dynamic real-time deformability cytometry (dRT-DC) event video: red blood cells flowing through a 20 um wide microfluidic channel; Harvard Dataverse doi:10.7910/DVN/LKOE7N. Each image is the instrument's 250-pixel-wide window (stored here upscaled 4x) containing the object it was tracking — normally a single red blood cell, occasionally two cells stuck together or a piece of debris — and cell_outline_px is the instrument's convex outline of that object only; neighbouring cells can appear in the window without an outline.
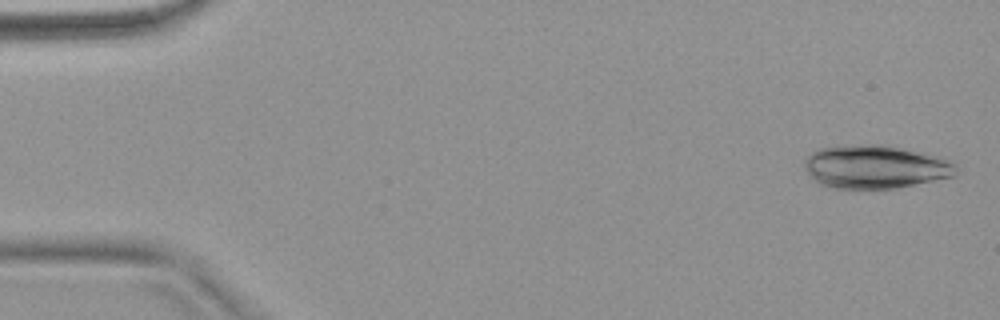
{"species": "common noctule bat (a hibernating species)", "species_latin": "Nyctalus noctula", "temperature_condition": "warm", "stored_images_in_passage": 52, "camera_frame_rate_fps": 3000, "um_per_image_px": 0.085, "animal": {"sex": "female", "body_mass_g": 18.4}, "frame": {"image": 1, "passage_image": 2, "time_ms": 0.333, "image_size_px": [1000, 320], "cell_outline_px": [[960, 172], [956, 176], [896, 188], [832, 188], [820, 184], [804, 168], [804, 160], [812, 152], [820, 148], [860, 144], [880, 144], [940, 156], [956, 164]], "centroid_in_image_um": [74.45, 14.18], "position_along_channel_um": 10.5, "area_um2": 38.26}}
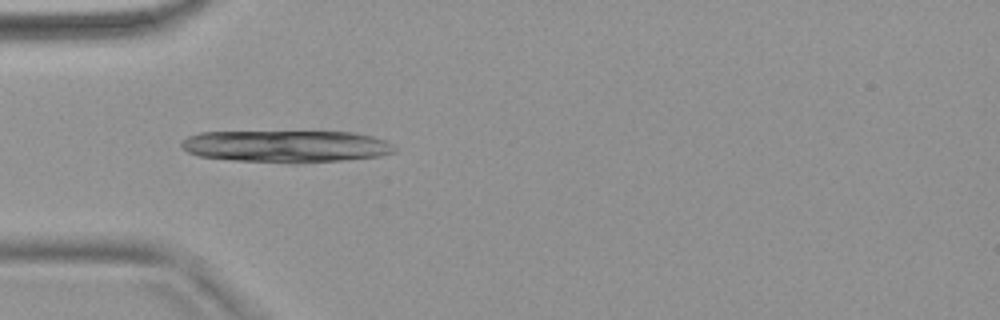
{"frame": {"image": 2, "passage_image": 16, "time_ms": 5.0, "image_size_px": [1000, 320], "cell_outline_px": [[396, 152], [380, 156], [300, 164], [292, 164], [232, 160], [196, 156], [188, 152], [180, 144], [188, 136], [200, 132], [352, 132], [372, 136], [384, 140], [392, 144], [396, 148]], "centroid_in_image_um": [24.33, 12.45], "position_along_channel_um": 60.7, "area_um2": 40.11}}
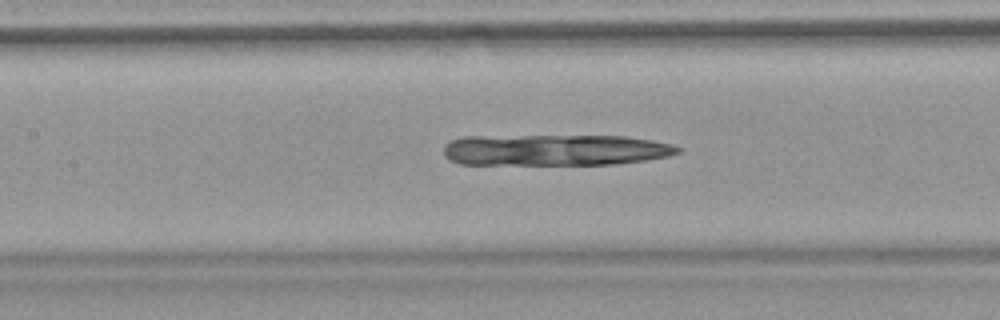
{"frame": {"image": 3, "passage_image": 24, "time_ms": 7.667, "image_size_px": [1000, 320], "cell_outline_px": [[680, 152], [668, 156], [644, 160], [616, 164], [460, 164], [444, 156], [444, 144], [452, 140], [464, 136], [624, 136], [652, 140], [672, 144], [680, 148]], "centroid_in_image_um": [47.17, 12.74], "position_along_channel_um": 160.2, "area_um2": 42.6}}